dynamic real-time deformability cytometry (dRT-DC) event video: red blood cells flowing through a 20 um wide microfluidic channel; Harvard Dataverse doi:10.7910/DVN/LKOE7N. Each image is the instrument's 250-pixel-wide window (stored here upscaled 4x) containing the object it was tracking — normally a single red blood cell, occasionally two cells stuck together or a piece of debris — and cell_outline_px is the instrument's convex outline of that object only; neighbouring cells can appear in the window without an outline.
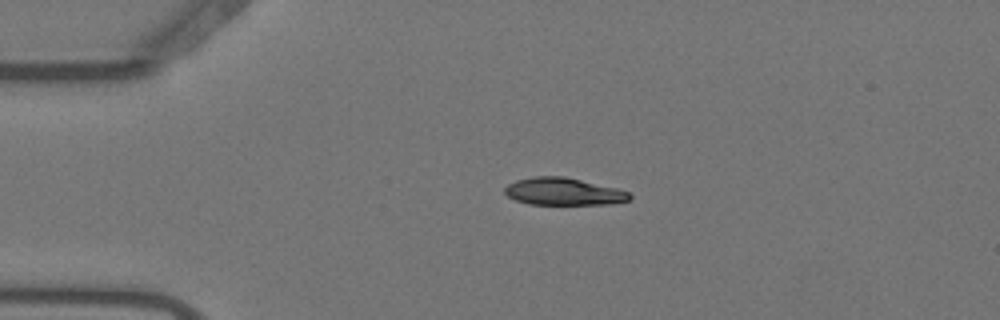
{"species": "Egyptian fruit bat (a non-hibernating species)", "species_latin": "Rousettus aegyptiacus", "temperature_condition": "warm", "stored_images_in_passage": 54, "camera_frame_rate_fps": 3000, "um_per_image_px": 0.085, "animal": {"sex": "female"}, "frame": {"image": 1, "passage_image": 11, "time_ms": 3.333, "image_size_px": [1000, 320], "cell_outline_px": [[632, 200], [612, 204], [528, 204], [516, 200], [508, 196], [504, 192], [504, 188], [508, 184], [516, 180], [532, 176], [564, 176], [616, 188], [628, 192], [632, 196]], "centroid_in_image_um": [47.9, 16.28], "position_along_channel_um": 37.1, "area_um2": 19.94}}
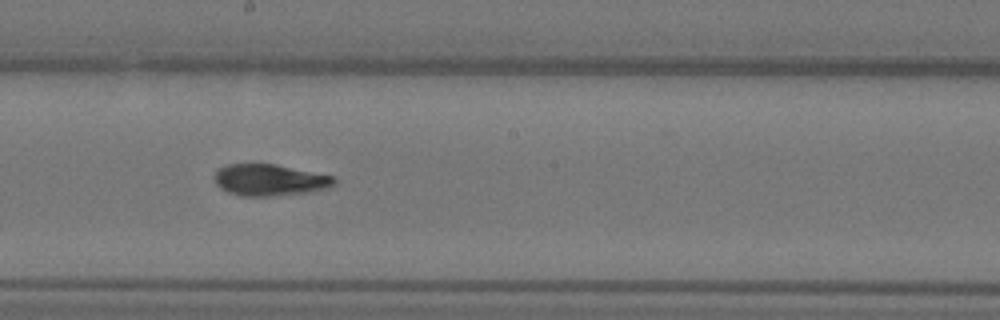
{"frame": {"image": 2, "passage_image": 29, "time_ms": 9.333, "image_size_px": [1000, 320], "cell_outline_px": [[336, 184], [328, 188], [312, 192], [272, 196], [240, 196], [228, 192], [220, 188], [216, 184], [216, 172], [220, 168], [228, 164], [276, 164], [336, 176]], "centroid_in_image_um": [22.99, 15.3], "position_along_channel_um": 225.2, "area_um2": 22.2}}
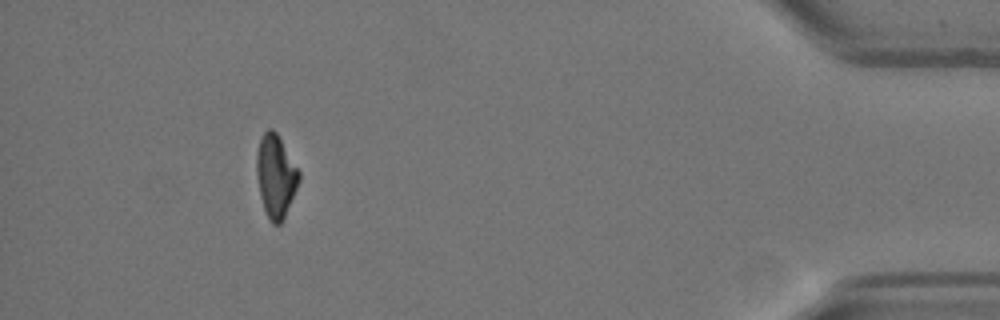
{"frame": {"image": 3, "passage_image": 49, "time_ms": 16.0, "image_size_px": [1000, 320], "cell_outline_px": [[300, 180], [284, 216], [280, 224], [272, 224], [268, 220], [260, 196], [256, 176], [256, 152], [260, 140], [264, 132], [268, 128], [272, 128], [276, 132], [300, 172]], "centroid_in_image_um": [23.41, 14.96], "position_along_channel_um": 411.8, "area_um2": 20.29}, "authors_computed_cell_mechanics": {"area_um2": 21.4438, "velocity_mm_per_s": 3.7007, "shape_relaxation_time_tau1_ms": 9.6449, "shape_relaxation_time_tau2_ms": 2.77, "deformation_change_tau1": 0.2614, "deformation_change_tau2": 0.0514}}